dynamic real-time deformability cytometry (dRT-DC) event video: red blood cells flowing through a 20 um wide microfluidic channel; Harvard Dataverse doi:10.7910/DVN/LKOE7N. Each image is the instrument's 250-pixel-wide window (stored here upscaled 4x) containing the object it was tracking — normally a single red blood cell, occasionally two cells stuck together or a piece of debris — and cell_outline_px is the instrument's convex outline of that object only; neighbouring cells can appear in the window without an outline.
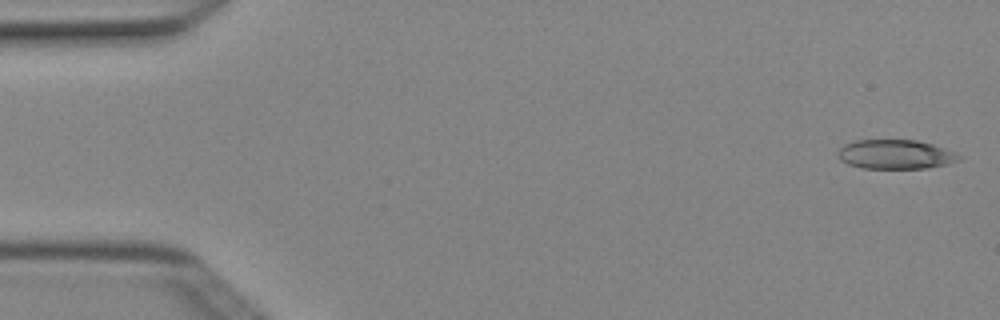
{"species": "Egyptian fruit bat (a non-hibernating species)", "species_latin": "Rousettus aegyptiacus", "temperature_condition": "cold", "stored_images_in_passage": 6, "camera_frame_rate_fps": 3000, "um_per_image_px": 0.085, "animal": {"sex": "female"}, "frame": {"image": 1, "passage_image": 1, "time_ms": 0.0, "image_size_px": [1000, 320], "cell_outline_px": [[964, 156], [960, 160], [948, 164], [928, 168], [864, 168], [848, 164], [840, 160], [836, 152], [844, 144], [856, 140], [916, 140], [932, 144], [956, 152]], "centroid_in_image_um": [76.14, 13.12], "position_along_channel_um": 8.9, "area_um2": 20.81}}
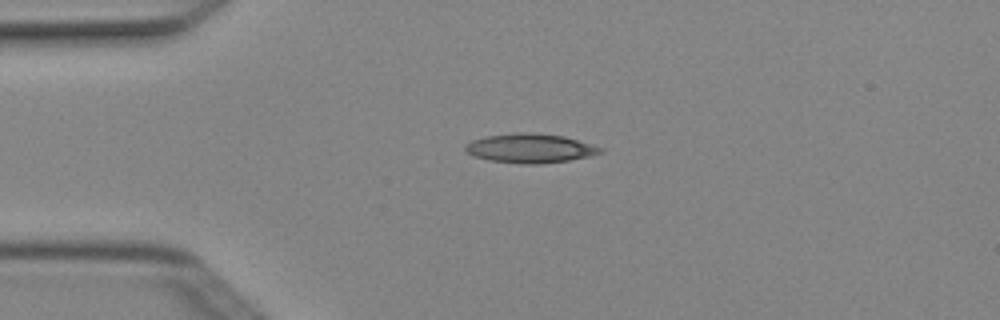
{"frame": {"image": 2, "passage_image": 4, "time_ms": 1.0, "image_size_px": [1000, 320], "cell_outline_px": [[604, 152], [588, 156], [568, 160], [536, 164], [520, 164], [488, 160], [472, 156], [464, 148], [472, 140], [484, 136], [516, 132], [532, 132], [564, 136], [604, 148]], "centroid_in_image_um": [45.05, 12.59], "position_along_channel_um": 40.0, "area_um2": 23.0}}
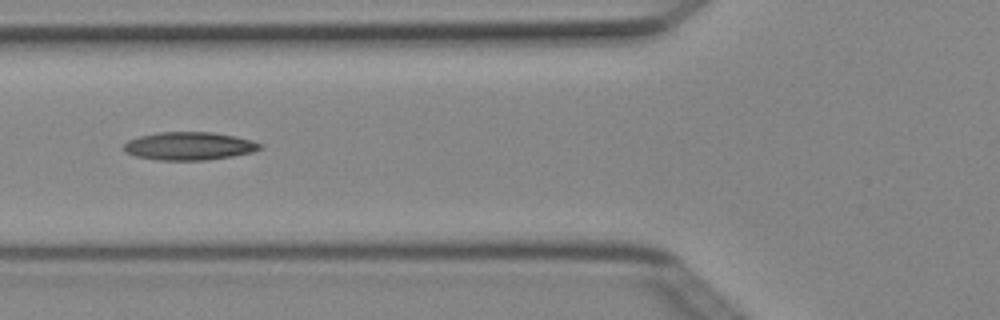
{"frame": {"image": 3, "passage_image": 6, "time_ms": 1.667, "image_size_px": [1000, 320], "cell_outline_px": [[264, 144], [260, 148], [252, 152], [232, 156], [208, 160], [156, 160], [136, 156], [124, 152], [124, 144], [128, 140], [140, 136], [160, 132], [212, 132], [252, 140]], "centroid_in_image_um": [16.07, 12.42], "position_along_channel_um": 109.7, "area_um2": 22.2}}